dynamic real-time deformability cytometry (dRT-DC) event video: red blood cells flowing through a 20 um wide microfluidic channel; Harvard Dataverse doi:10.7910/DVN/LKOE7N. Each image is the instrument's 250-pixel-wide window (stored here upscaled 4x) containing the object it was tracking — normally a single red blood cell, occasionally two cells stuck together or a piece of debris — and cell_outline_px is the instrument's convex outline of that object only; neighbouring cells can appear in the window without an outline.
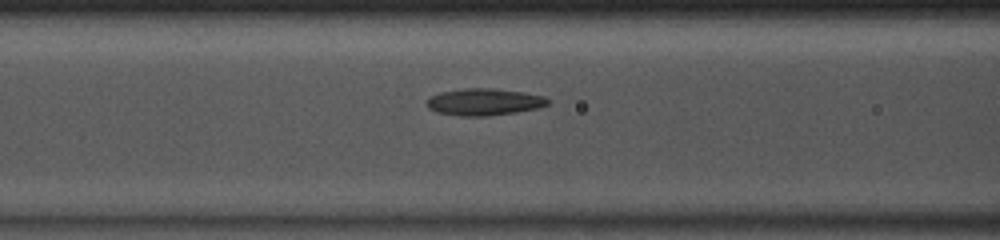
{"species": "common noctule bat (a hibernating species)", "species_latin": "Nyctalus noctula", "temperature_condition": "room temperature", "stored_images_in_passage": 49, "camera_frame_rate_fps": 3000, "um_per_image_px": 0.085, "animal": {"sex": "male", "body_mass_g": 13.0, "forearm_length_mm": 53.1}, "frame": {"image": 1, "passage_image": 20, "time_ms": 6.333, "image_size_px": [1000, 240], "cell_outline_px": [[548, 104], [536, 108], [516, 112], [488, 116], [460, 116], [436, 112], [428, 108], [428, 100], [432, 96], [440, 92], [464, 88], [492, 88], [524, 92], [544, 96], [548, 100]], "centroid_in_image_um": [41.14, 8.66], "position_along_channel_um": 125.5, "area_um2": 18.84}}
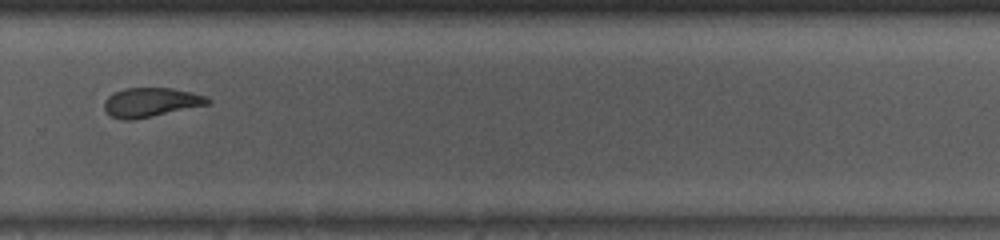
{"frame": {"image": 2, "passage_image": 34, "time_ms": 11.0, "image_size_px": [1000, 240], "cell_outline_px": [[212, 104], [132, 120], [120, 120], [112, 116], [104, 108], [104, 100], [108, 96], [124, 88], [172, 88], [192, 92], [208, 96], [212, 100]], "centroid_in_image_um": [12.88, 8.69], "position_along_channel_um": 316.9, "area_um2": 17.74}}
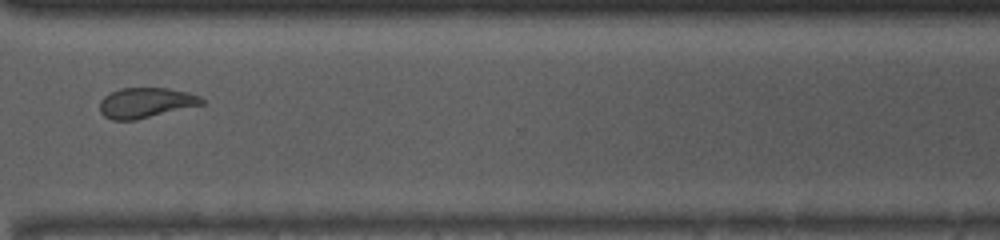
{"frame": {"image": 3, "passage_image": 37, "time_ms": 12.0, "image_size_px": [1000, 240], "cell_outline_px": [[204, 104], [136, 120], [112, 120], [104, 116], [100, 112], [100, 100], [104, 96], [120, 88], [168, 88], [200, 96], [204, 100]], "centroid_in_image_um": [12.37, 8.74], "position_along_channel_um": 358.2, "area_um2": 17.86}, "authors_computed_cell_mechanics": {"area_um2": 18.9006, "velocity_mm_per_s": 4.1054, "shape_relaxation_time_tau1_ms": null, "shape_relaxation_time_tau2_ms": 1.4909, "deformation_change_tau1": null, "deformation_change_tau2": 0.0836}}